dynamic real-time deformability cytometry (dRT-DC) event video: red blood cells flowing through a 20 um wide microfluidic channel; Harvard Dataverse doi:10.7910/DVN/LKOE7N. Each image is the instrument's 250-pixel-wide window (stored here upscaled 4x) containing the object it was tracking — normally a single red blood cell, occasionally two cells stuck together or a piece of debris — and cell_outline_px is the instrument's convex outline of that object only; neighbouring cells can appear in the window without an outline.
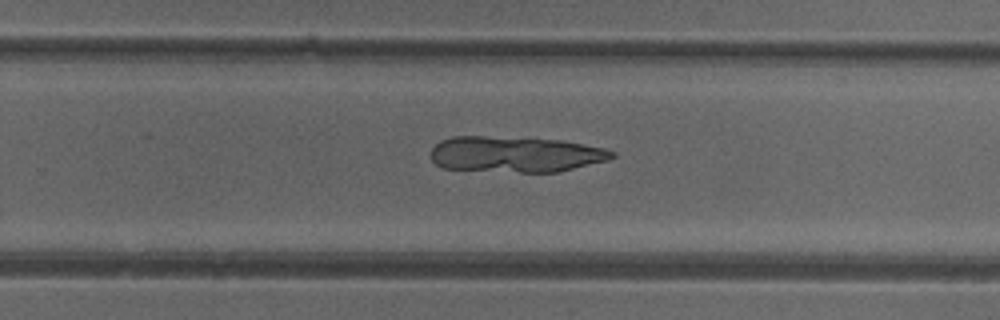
{"species": "common noctule bat (a hibernating species)", "species_latin": "Nyctalus noctula", "temperature_condition": "cold", "stored_images_in_passage": 51, "camera_frame_rate_fps": 3000, "um_per_image_px": 0.085, "animal": {"sex": "female"}, "frame": {"image": 1, "passage_image": 33, "time_ms": 10.667, "image_size_px": [1000, 320], "cell_outline_px": [[616, 156], [608, 160], [556, 172], [520, 172], [444, 168], [436, 164], [432, 160], [432, 148], [440, 140], [452, 136], [484, 136], [564, 140], [604, 148], [616, 152]], "centroid_in_image_um": [43.82, 13.1], "position_along_channel_um": 286.0, "area_um2": 37.74}}
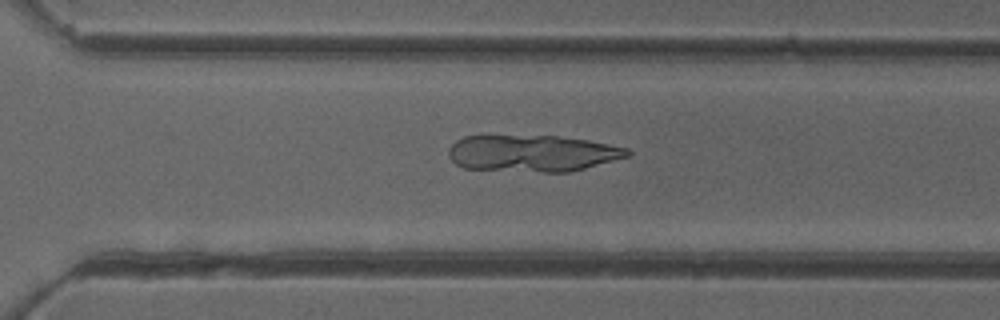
{"frame": {"image": 2, "passage_image": 36, "time_ms": 11.667, "image_size_px": [1000, 320], "cell_outline_px": [[632, 156], [568, 172], [544, 172], [464, 168], [456, 164], [448, 156], [448, 148], [456, 140], [464, 136], [556, 136], [588, 140], [628, 148], [632, 152]], "centroid_in_image_um": [45.27, 13.03], "position_along_channel_um": 325.3, "area_um2": 38.21}}